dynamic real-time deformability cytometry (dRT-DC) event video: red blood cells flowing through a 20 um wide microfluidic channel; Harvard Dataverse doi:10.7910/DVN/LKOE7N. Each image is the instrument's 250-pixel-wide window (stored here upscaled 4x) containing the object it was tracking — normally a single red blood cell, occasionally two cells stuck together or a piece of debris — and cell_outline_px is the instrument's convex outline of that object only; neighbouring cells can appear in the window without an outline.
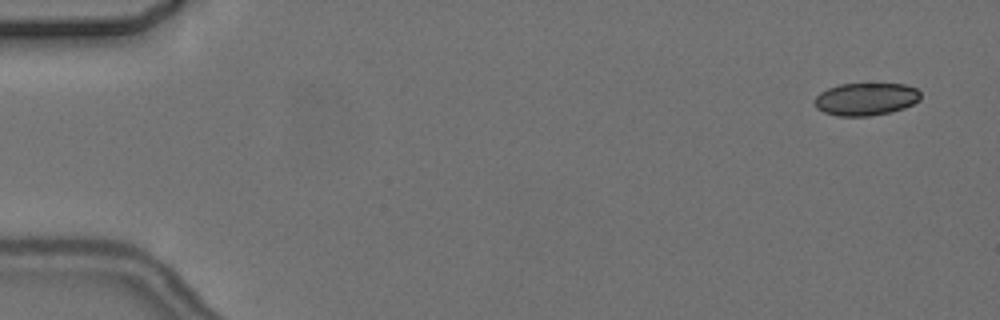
{"species": "common noctule bat (a hibernating species)", "species_latin": "Nyctalus noctula", "temperature_condition": "cold", "stored_images_in_passage": 4, "camera_frame_rate_fps": 3000, "um_per_image_px": 0.085, "animal": {"sex": "female", "body_mass_g": 24.6, "forearm_length_mm": 56.2}, "frame": {"image": 1, "passage_image": 1, "time_ms": 0.0, "image_size_px": [1000, 320], "cell_outline_px": [[920, 100], [904, 108], [892, 112], [872, 116], [836, 116], [824, 112], [816, 108], [816, 96], [820, 92], [828, 88], [840, 84], [908, 84], [916, 88], [920, 92]], "centroid_in_image_um": [73.62, 8.43], "position_along_channel_um": 11.4, "area_um2": 20.23}}